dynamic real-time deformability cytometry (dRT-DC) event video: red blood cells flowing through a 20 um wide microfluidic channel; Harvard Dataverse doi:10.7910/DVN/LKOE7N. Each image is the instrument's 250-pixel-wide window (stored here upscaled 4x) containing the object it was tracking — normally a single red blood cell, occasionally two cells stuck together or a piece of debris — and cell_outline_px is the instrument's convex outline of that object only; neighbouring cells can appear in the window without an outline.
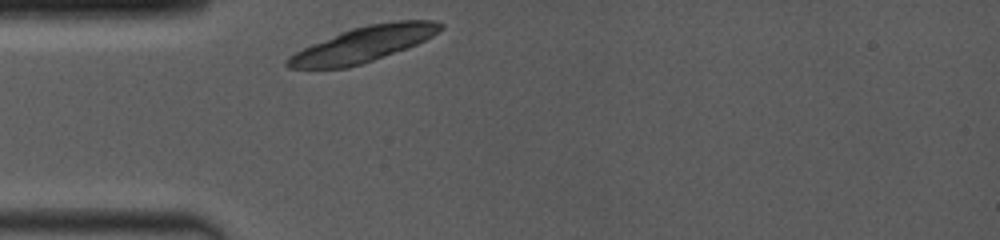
{"species": "common noctule bat (a hibernating species)", "species_latin": "Nyctalus noctula", "temperature_condition": "room temperature", "stored_images_in_passage": 2, "camera_frame_rate_fps": 4000, "um_per_image_px": 0.085, "animal": {"sex": "female", "body_mass_g": 19.0, "forearm_length_mm": 53.3}, "frame": {"image": 1, "passage_image": 1, "time_ms": 0.0, "image_size_px": [1000, 240], "cell_outline_px": [[444, 28], [432, 36], [408, 48], [348, 68], [288, 68], [284, 64], [284, 60], [288, 56], [312, 44], [340, 32], [352, 28], [368, 24], [396, 20], [432, 20], [444, 24]], "centroid_in_image_um": [30.89, 3.75], "position_along_channel_um": 54.1, "area_um2": 31.39}}